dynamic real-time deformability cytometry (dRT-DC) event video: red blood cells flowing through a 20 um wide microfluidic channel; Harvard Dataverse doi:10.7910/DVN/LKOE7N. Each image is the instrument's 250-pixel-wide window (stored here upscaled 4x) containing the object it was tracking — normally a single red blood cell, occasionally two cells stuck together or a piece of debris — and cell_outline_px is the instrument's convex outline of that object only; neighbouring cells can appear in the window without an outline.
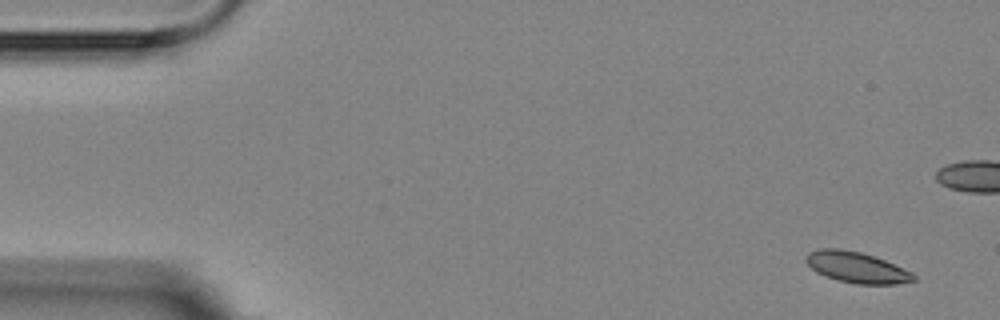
{"species": "Egyptian fruit bat (a non-hibernating species)", "species_latin": "Rousettus aegyptiacus", "temperature_condition": "room temperature", "stored_images_in_passage": 2, "camera_frame_rate_fps": 3000, "um_per_image_px": 0.085, "animal": {"sex": "female"}, "frame": {"image": 1, "passage_image": 1, "time_ms": 0.0, "image_size_px": [1000, 320], "cell_outline_px": [[916, 280], [896, 284], [856, 284], [836, 280], [824, 276], [816, 272], [804, 260], [804, 256], [808, 252], [820, 248], [840, 248], [860, 252], [884, 260], [912, 272], [916, 276]], "centroid_in_image_um": [72.77, 22.72], "position_along_channel_um": 12.2, "area_um2": 19.48}}